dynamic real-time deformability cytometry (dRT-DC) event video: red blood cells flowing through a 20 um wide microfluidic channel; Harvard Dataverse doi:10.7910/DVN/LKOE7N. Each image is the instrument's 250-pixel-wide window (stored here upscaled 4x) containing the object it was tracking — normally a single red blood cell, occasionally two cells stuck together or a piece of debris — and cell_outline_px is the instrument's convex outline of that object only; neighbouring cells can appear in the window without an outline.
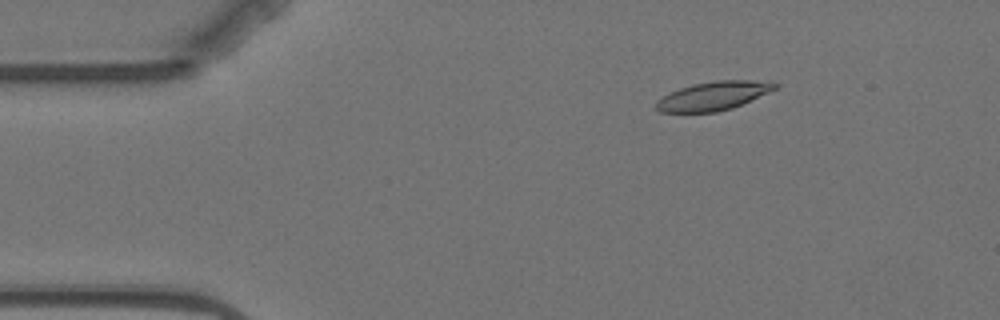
{"species": "Egyptian fruit bat (a non-hibernating species)", "species_latin": "Rousettus aegyptiacus", "temperature_condition": "warm", "stored_images_in_passage": 4, "camera_frame_rate_fps": 3000, "um_per_image_px": 0.085, "animal": {"sex": "female"}, "frame": {"image": 1, "passage_image": 2, "time_ms": 1.333, "image_size_px": [1000, 320], "cell_outline_px": [[780, 84], [776, 88], [768, 92], [732, 108], [716, 112], [660, 112], [656, 108], [656, 100], [680, 88], [692, 84], [716, 80], [772, 80]], "centroid_in_image_um": [60.67, 8.13], "position_along_channel_um": 24.3, "area_um2": 19.83}}